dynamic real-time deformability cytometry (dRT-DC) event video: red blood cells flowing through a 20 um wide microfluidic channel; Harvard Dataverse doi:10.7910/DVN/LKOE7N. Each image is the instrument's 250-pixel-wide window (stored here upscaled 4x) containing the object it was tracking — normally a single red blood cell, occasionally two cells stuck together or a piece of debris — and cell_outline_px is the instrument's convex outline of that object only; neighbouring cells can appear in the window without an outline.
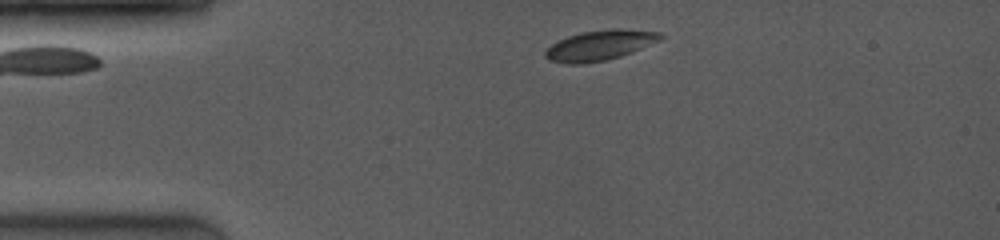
{"species": "common noctule bat (a hibernating species)", "species_latin": "Nyctalus noctula", "temperature_condition": "room temperature", "stored_images_in_passage": 22, "camera_frame_rate_fps": 4000, "um_per_image_px": 0.085, "animal": {"sex": "female", "body_mass_g": 19.0, "forearm_length_mm": 53.3}, "frame": {"image": 1, "passage_image": 2, "time_ms": 0.5, "image_size_px": [1000, 240], "cell_outline_px": [[664, 36], [660, 40], [632, 52], [620, 56], [604, 60], [580, 64], [568, 64], [548, 60], [544, 56], [544, 52], [552, 44], [568, 36], [580, 32], [612, 28], [620, 28], [660, 32]], "centroid_in_image_um": [50.98, 3.84], "position_along_channel_um": 34.0, "area_um2": 20.17}}
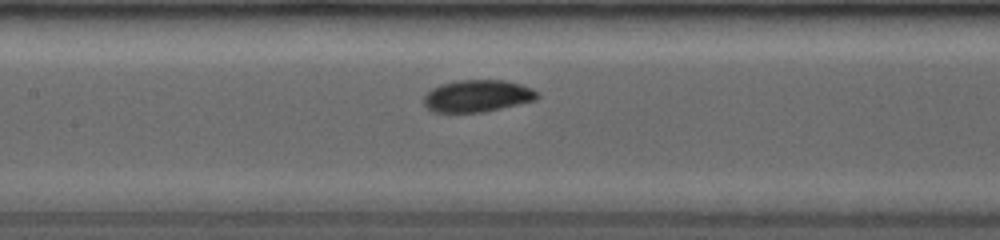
{"frame": {"image": 2, "passage_image": 9, "time_ms": 4.75, "image_size_px": [1000, 240], "cell_outline_px": [[540, 96], [536, 100], [484, 112], [432, 112], [424, 104], [424, 96], [432, 88], [444, 84], [464, 80], [504, 80], [532, 88]], "centroid_in_image_um": [40.59, 8.17], "position_along_channel_um": 166.8, "area_um2": 20.92}}
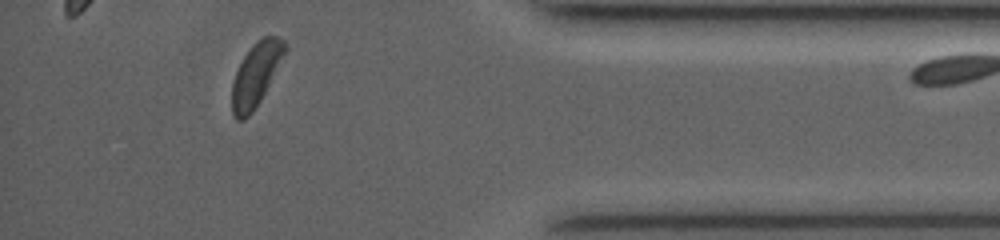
{"frame": {"image": 3, "passage_image": 21, "time_ms": 11.25, "image_size_px": [1000, 240], "cell_outline_px": [[288, 48], [260, 100], [252, 112], [244, 120], [236, 120], [232, 112], [232, 80], [244, 56], [252, 44], [256, 40], [264, 36], [276, 36], [284, 40]], "centroid_in_image_um": [21.75, 6.31], "position_along_channel_um": 413.5, "area_um2": 19.31}}